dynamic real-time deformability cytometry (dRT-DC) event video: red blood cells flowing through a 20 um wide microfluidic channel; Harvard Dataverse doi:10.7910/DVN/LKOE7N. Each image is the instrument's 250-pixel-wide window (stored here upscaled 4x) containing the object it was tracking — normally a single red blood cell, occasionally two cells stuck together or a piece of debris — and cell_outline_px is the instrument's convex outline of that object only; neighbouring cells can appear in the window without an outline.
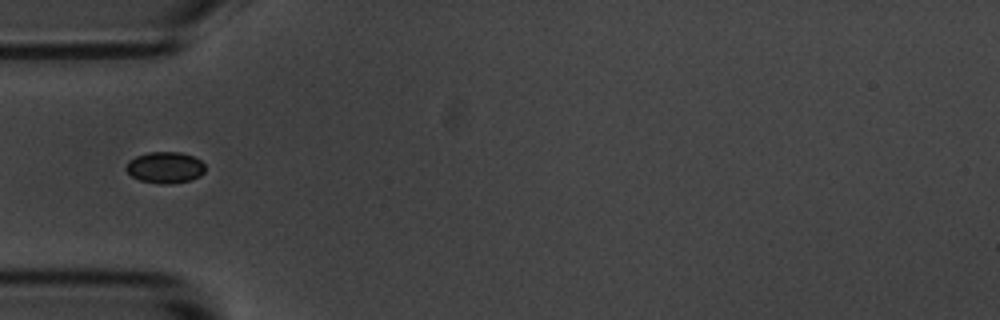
{"species": "common noctule bat (a hibernating species)", "species_latin": "Nyctalus noctula", "temperature_condition": "room temperature", "stored_images_in_passage": 10, "camera_frame_rate_fps": 3000, "um_per_image_px": 0.085, "animal": {"sex": "male", "body_mass_g": 20.1, "forearm_length_mm": 53.5}, "frame": {"image": 1, "passage_image": 4, "time_ms": 3.667, "image_size_px": [1000, 320], "cell_outline_px": [[204, 172], [200, 176], [192, 180], [172, 184], [160, 184], [140, 180], [132, 176], [124, 168], [128, 160], [136, 156], [148, 152], [180, 152], [192, 156], [200, 160], [204, 164]], "centroid_in_image_um": [14.02, 14.24], "position_along_channel_um": 71.0, "area_um2": 14.57}}
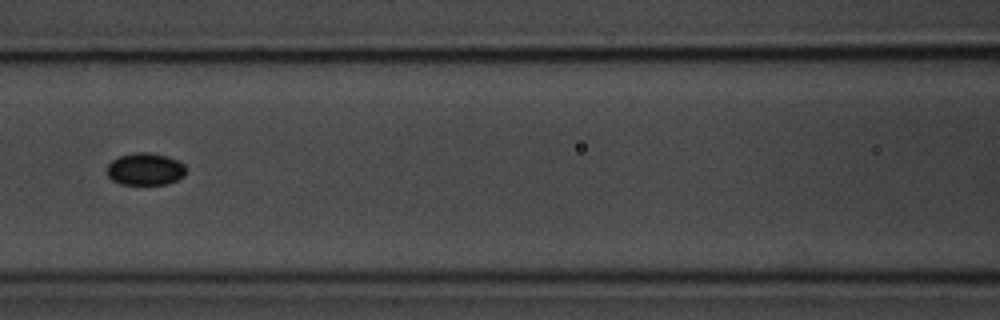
{"frame": {"image": 2, "passage_image": 6, "time_ms": 6.0, "image_size_px": [1000, 320], "cell_outline_px": [[184, 176], [168, 184], [120, 184], [112, 180], [108, 176], [108, 164], [112, 160], [120, 156], [132, 152], [152, 152], [168, 156], [184, 164]], "centroid_in_image_um": [12.33, 14.36], "position_along_channel_um": 154.3, "area_um2": 14.85}}
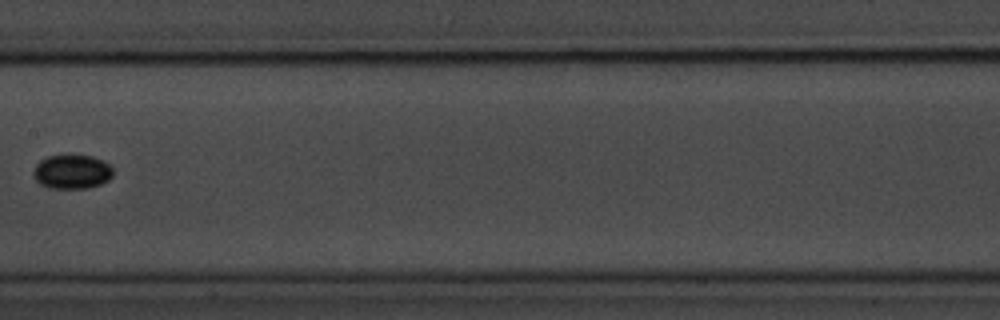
{"frame": {"image": 3, "passage_image": 7, "time_ms": 7.333, "image_size_px": [1000, 320], "cell_outline_px": [[112, 176], [108, 180], [100, 184], [88, 188], [48, 188], [40, 184], [32, 176], [32, 172], [36, 164], [40, 160], [48, 156], [72, 152], [92, 156], [104, 160], [112, 168]], "centroid_in_image_um": [6.09, 14.55], "position_along_channel_um": 201.3, "area_um2": 16.47}}